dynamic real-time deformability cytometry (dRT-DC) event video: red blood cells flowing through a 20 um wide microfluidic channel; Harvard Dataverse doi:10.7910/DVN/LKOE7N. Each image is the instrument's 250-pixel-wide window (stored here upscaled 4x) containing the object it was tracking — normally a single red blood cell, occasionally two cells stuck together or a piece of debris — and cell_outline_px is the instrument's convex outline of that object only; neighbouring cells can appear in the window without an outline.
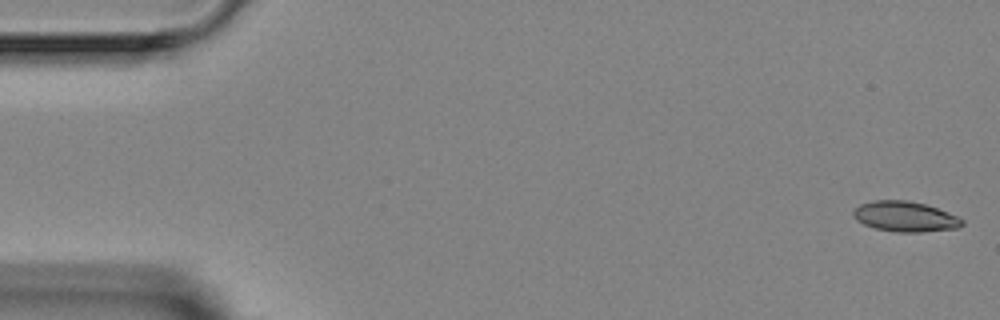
{"species": "Egyptian fruit bat (a non-hibernating species)", "species_latin": "Rousettus aegyptiacus", "temperature_condition": "room temperature", "stored_images_in_passage": 8, "camera_frame_rate_fps": 3000, "um_per_image_px": 0.085, "animal": {"sex": "female"}, "frame": {"image": 1, "passage_image": 1, "time_ms": 0.0, "image_size_px": [1000, 320], "cell_outline_px": [[964, 224], [956, 228], [920, 232], [896, 232], [876, 228], [864, 224], [856, 220], [852, 216], [852, 212], [860, 204], [876, 200], [908, 200], [924, 204], [936, 208], [956, 216], [964, 220]], "centroid_in_image_um": [76.9, 18.41], "position_along_channel_um": 8.1, "area_um2": 19.02}}
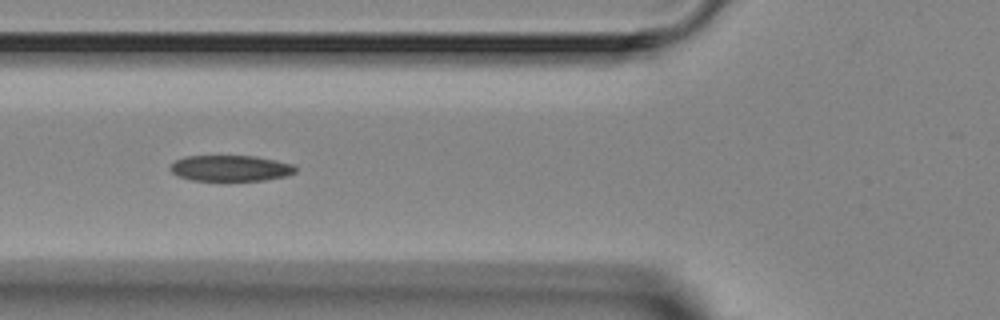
{"frame": {"image": 2, "passage_image": 6, "time_ms": 5.667, "image_size_px": [1000, 320], "cell_outline_px": [[296, 172], [288, 176], [264, 180], [192, 180], [176, 176], [168, 168], [176, 160], [184, 156], [256, 156], [276, 160], [292, 164], [296, 168]], "centroid_in_image_um": [19.59, 14.29], "position_along_channel_um": 106.2, "area_um2": 18.96}}
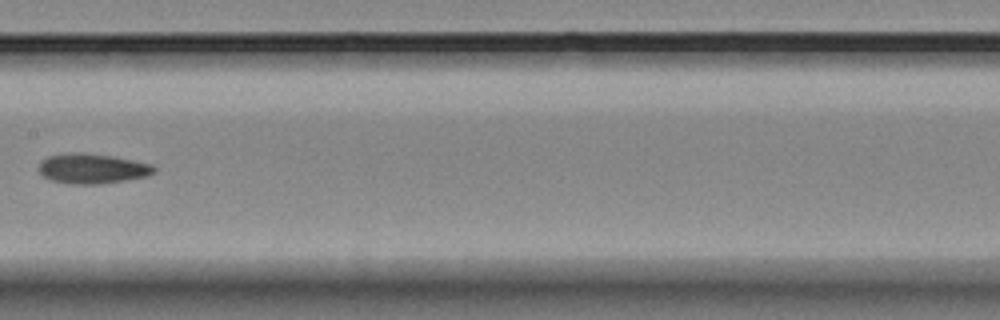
{"frame": {"image": 3, "passage_image": 8, "time_ms": 8.0, "image_size_px": [1000, 320], "cell_outline_px": [[156, 172], [148, 176], [100, 184], [72, 184], [52, 180], [44, 176], [36, 168], [40, 160], [48, 156], [68, 152], [84, 152], [112, 156], [152, 164], [156, 168]], "centroid_in_image_um": [7.82, 14.31], "position_along_channel_um": 199.6, "area_um2": 20.35}}